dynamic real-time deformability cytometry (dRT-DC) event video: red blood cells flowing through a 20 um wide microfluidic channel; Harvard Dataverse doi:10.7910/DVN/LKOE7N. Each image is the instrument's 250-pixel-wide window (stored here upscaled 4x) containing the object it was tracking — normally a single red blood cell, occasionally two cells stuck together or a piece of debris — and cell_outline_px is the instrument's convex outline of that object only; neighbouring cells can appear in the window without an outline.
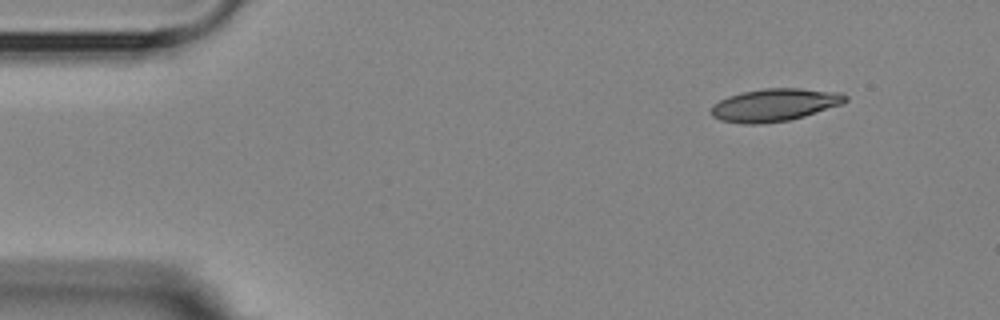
{"species": "Egyptian fruit bat (a non-hibernating species)", "species_latin": "Rousettus aegyptiacus", "temperature_condition": "room temperature", "stored_images_in_passage": 3, "camera_frame_rate_fps": 3000, "um_per_image_px": 0.085, "animal": {"sex": "female"}, "frame": {"image": 1, "passage_image": 1, "time_ms": 0.0, "image_size_px": [1000, 320], "cell_outline_px": [[848, 100], [844, 104], [804, 116], [788, 120], [756, 124], [744, 124], [720, 120], [712, 116], [712, 104], [728, 96], [744, 92], [764, 88], [800, 88], [840, 92], [848, 96]], "centroid_in_image_um": [65.88, 8.91], "position_along_channel_um": 19.1, "area_um2": 25.55}}
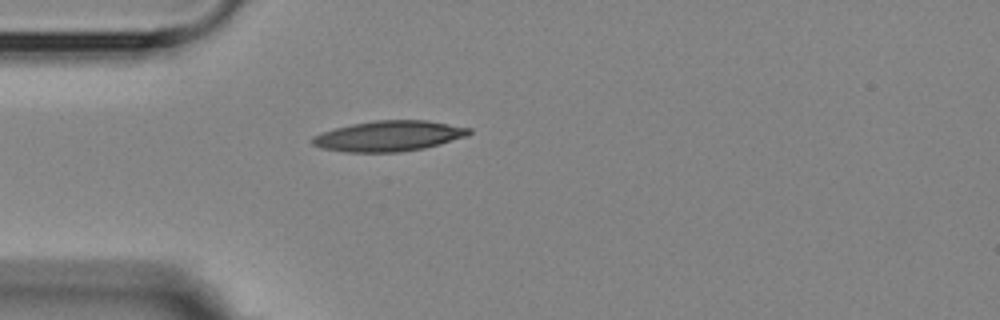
{"frame": {"image": 2, "passage_image": 3, "time_ms": 3.0, "image_size_px": [1000, 320], "cell_outline_px": [[472, 132], [468, 136], [424, 148], [396, 152], [348, 152], [320, 148], [312, 144], [312, 136], [320, 132], [352, 124], [376, 120], [428, 120], [472, 128]], "centroid_in_image_um": [33.06, 11.55], "position_along_channel_um": 51.9, "area_um2": 27.86}}